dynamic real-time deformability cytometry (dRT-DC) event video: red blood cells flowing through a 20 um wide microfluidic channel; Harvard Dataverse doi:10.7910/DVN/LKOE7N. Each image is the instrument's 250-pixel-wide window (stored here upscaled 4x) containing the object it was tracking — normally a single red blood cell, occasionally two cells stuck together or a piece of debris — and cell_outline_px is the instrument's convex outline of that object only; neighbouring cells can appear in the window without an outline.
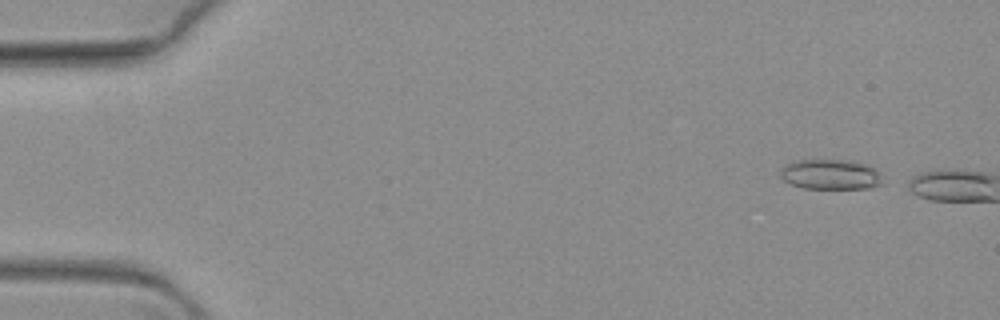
{"species": "common noctule bat (a hibernating species)", "species_latin": "Nyctalus noctula", "temperature_condition": "warm", "stored_images_in_passage": 3, "camera_frame_rate_fps": 3000, "um_per_image_px": 0.085, "animal": {"sex": "female", "body_mass_g": 19.3, "forearm_length_mm": 54.1}, "frame": {"image": 1, "passage_image": 1, "time_ms": 0.0, "image_size_px": [1000, 320], "cell_outline_px": [[884, 184], [868, 188], [804, 188], [792, 184], [784, 180], [780, 176], [780, 168], [796, 160], [852, 160], [868, 164], [876, 168]], "centroid_in_image_um": [70.63, 14.82], "position_along_channel_um": 14.4, "area_um2": 18.03}}